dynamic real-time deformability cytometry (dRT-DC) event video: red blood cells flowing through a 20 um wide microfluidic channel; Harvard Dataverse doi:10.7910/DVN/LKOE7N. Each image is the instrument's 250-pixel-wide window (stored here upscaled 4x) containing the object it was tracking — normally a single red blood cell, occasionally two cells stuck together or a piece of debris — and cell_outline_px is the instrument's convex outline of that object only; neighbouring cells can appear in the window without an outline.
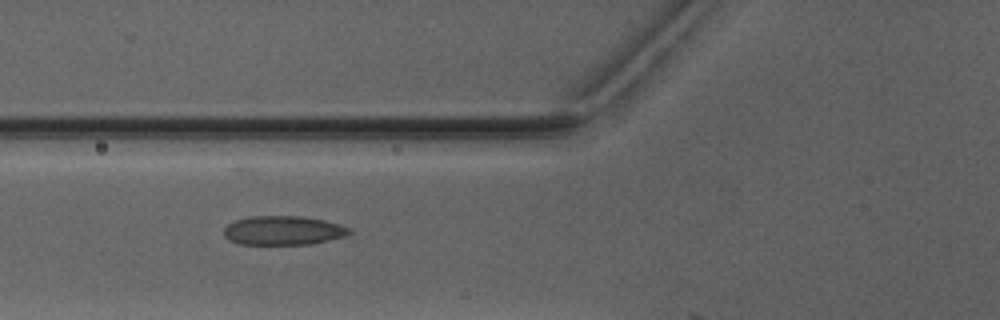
{"species": "Egyptian fruit bat (a non-hibernating species)", "species_latin": "Rousettus aegyptiacus", "temperature_condition": "warm", "stored_images_in_passage": 6, "camera_frame_rate_fps": 3000, "um_per_image_px": 0.085, "animal": {"sex": "male"}, "frame": {"image": 1, "passage_image": 6, "time_ms": 6.0, "image_size_px": [1000, 320], "cell_outline_px": [[352, 232], [344, 236], [328, 240], [308, 244], [240, 244], [228, 240], [224, 236], [224, 228], [228, 224], [236, 220], [248, 216], [300, 216], [324, 220], [352, 228]], "centroid_in_image_um": [24.05, 19.58], "position_along_channel_um": 101.7, "area_um2": 21.21}}